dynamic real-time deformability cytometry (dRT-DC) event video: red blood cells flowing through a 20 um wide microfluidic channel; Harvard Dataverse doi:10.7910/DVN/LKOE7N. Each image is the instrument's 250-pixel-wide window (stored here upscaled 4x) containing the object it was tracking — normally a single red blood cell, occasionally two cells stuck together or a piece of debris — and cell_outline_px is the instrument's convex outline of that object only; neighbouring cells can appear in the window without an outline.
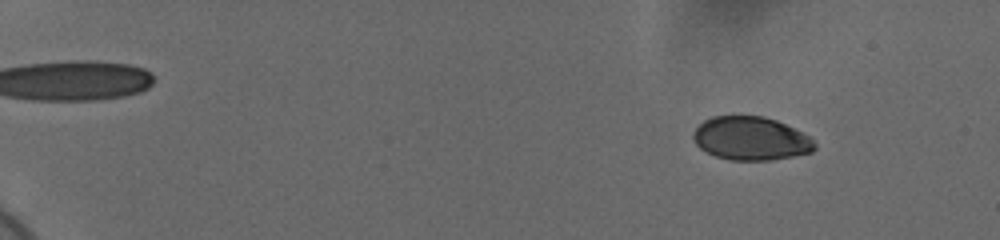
{"species": "human", "species_latin": "Homo sapiens", "temperature_condition": "cold", "stored_images_in_passage": 57, "camera_frame_rate_fps": 3000, "um_per_image_px": 0.085, "donor": {"sex": "female"}, "frame": {"image": 1, "passage_image": 6, "time_ms": 1.667, "image_size_px": [1000, 240], "cell_outline_px": [[816, 148], [812, 152], [772, 160], [732, 160], [716, 156], [700, 148], [696, 144], [692, 136], [692, 132], [704, 120], [712, 116], [764, 116], [776, 120], [808, 136], [816, 144]], "centroid_in_image_um": [63.8, 11.77], "position_along_channel_um": 21.2, "area_um2": 30.52}}
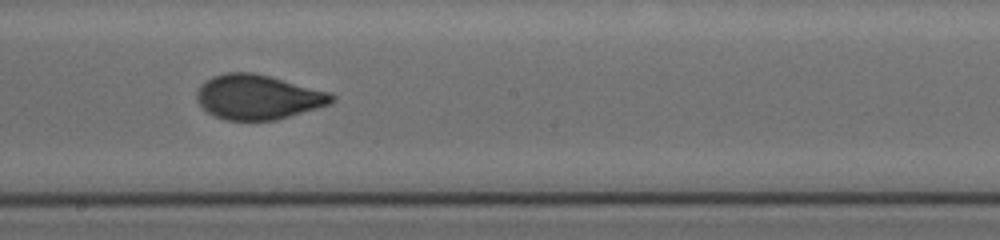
{"frame": {"image": 2, "passage_image": 35, "time_ms": 11.333, "image_size_px": [1000, 240], "cell_outline_px": [[336, 100], [328, 104], [316, 108], [276, 120], [224, 120], [208, 112], [196, 100], [196, 92], [212, 76], [228, 72], [252, 72], [332, 92], [336, 96]], "centroid_in_image_um": [21.96, 8.25], "position_along_channel_um": 226.2, "area_um2": 34.85}}
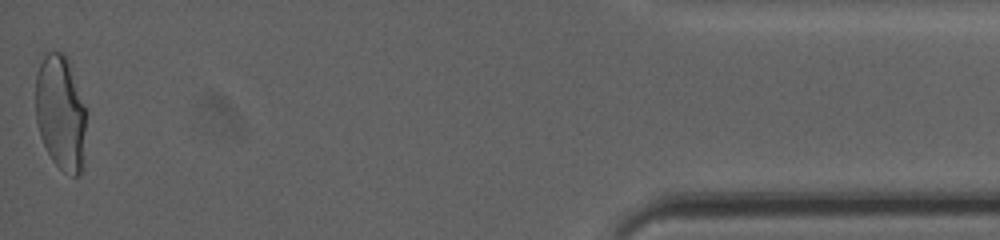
{"frame": {"image": 3, "passage_image": 57, "time_ms": 18.667, "image_size_px": [1000, 240], "cell_outline_px": [[84, 128], [80, 176], [72, 176], [64, 172], [52, 160], [40, 136], [36, 120], [36, 72], [40, 52], [64, 52], [68, 60], [84, 108]], "centroid_in_image_um": [5.08, 9.5], "position_along_channel_um": 430.1, "area_um2": 33.41}, "authors_computed_cell_mechanics": {"area_um2": 34.102, "velocity_mm_per_s": 3.7041, "shape_relaxation_time_tau1_ms": 4.6419, "shape_relaxation_time_tau2_ms": null, "deformation_change_tau1": 0.1529, "deformation_change_tau2": null}}